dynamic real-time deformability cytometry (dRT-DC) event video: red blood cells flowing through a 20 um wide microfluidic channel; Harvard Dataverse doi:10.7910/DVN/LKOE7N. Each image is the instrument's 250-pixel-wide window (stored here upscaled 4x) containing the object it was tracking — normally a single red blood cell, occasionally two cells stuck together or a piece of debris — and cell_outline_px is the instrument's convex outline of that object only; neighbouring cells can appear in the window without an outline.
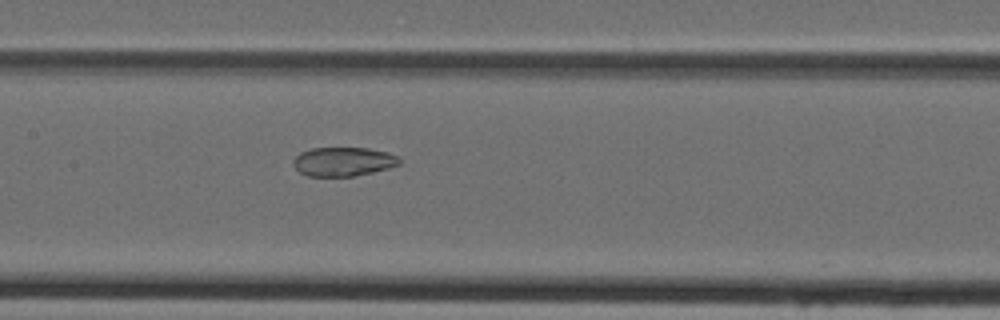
{"species": "Egyptian fruit bat (a non-hibernating species)", "species_latin": "Rousettus aegyptiacus", "temperature_condition": "cold", "stored_images_in_passage": 41, "camera_frame_rate_fps": 3000, "um_per_image_px": 0.085, "animal": {"sex": "female"}, "frame": {"image": 1, "passage_image": 17, "time_ms": 5.333, "image_size_px": [1000, 320], "cell_outline_px": [[400, 164], [388, 168], [372, 172], [352, 176], [308, 176], [300, 172], [292, 164], [292, 160], [300, 152], [312, 148], [368, 148], [388, 152], [396, 156], [400, 160]], "centroid_in_image_um": [29.15, 13.73], "position_along_channel_um": 178.2, "area_um2": 17.86}}
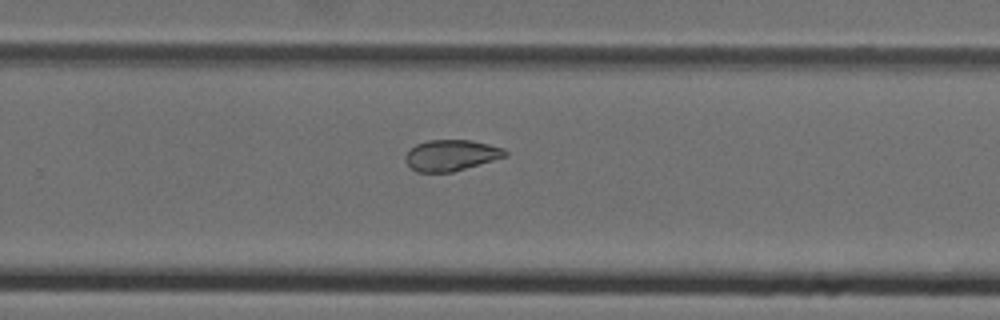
{"frame": {"image": 2, "passage_image": 25, "time_ms": 8.0, "image_size_px": [1000, 320], "cell_outline_px": [[508, 156], [452, 172], [416, 172], [404, 160], [404, 156], [416, 144], [428, 140], [472, 140], [504, 148], [508, 152]], "centroid_in_image_um": [38.36, 13.2], "position_along_channel_um": 291.4, "area_um2": 18.03}}
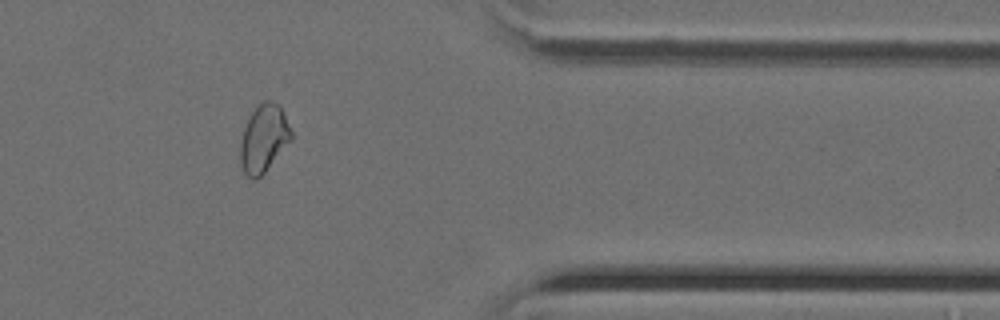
{"frame": {"image": 3, "passage_image": 33, "time_ms": 10.667, "image_size_px": [1000, 320], "cell_outline_px": [[292, 140], [264, 172], [256, 180], [252, 180], [244, 172], [240, 164], [240, 144], [244, 128], [252, 112], [264, 100], [272, 100], [280, 104], [292, 132]], "centroid_in_image_um": [22.43, 11.77], "position_along_channel_um": 389.0, "area_um2": 20.0}}